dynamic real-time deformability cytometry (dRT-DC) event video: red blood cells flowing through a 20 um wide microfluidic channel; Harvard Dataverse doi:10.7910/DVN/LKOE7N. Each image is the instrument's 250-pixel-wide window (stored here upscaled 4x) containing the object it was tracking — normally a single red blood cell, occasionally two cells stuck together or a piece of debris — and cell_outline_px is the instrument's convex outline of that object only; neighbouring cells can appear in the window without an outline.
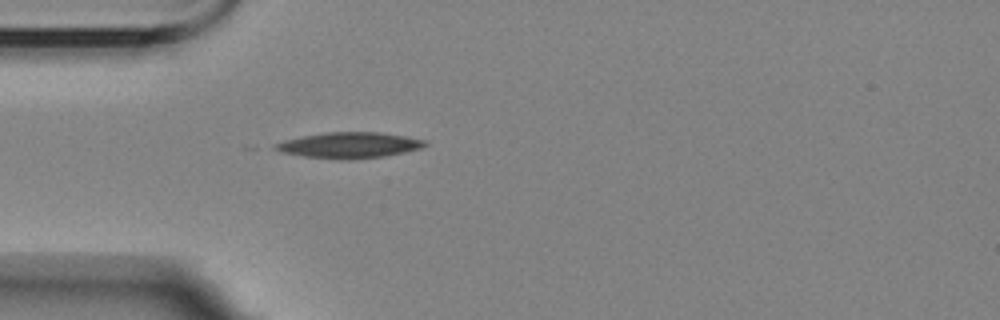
{"species": "Egyptian fruit bat (a non-hibernating species)", "species_latin": "Rousettus aegyptiacus", "temperature_condition": "room temperature", "stored_images_in_passage": 1, "camera_frame_rate_fps": 3000, "um_per_image_px": 0.085, "animal": {"sex": "female"}, "frame": {"image": 1, "passage_image": 1, "time_ms": 0.0, "image_size_px": [1000, 320], "cell_outline_px": [[428, 144], [420, 148], [404, 152], [384, 156], [352, 160], [340, 160], [304, 156], [280, 152], [272, 148], [276, 144], [284, 140], [304, 136], [328, 132], [380, 132], [428, 140]], "centroid_in_image_um": [29.71, 12.35], "position_along_channel_um": 55.3, "area_um2": 22.54}}